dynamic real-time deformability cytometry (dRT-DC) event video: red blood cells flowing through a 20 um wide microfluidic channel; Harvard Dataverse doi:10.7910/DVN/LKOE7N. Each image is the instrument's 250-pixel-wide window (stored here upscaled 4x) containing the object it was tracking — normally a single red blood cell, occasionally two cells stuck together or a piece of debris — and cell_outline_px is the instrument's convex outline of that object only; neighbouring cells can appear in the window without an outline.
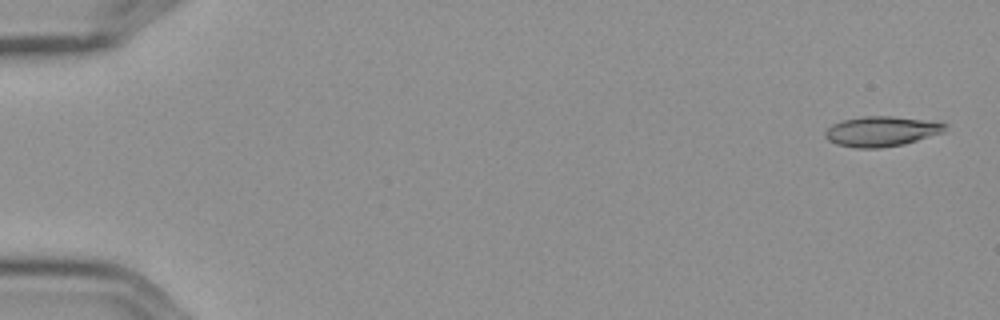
{"species": "Egyptian fruit bat (a non-hibernating species)", "species_latin": "Rousettus aegyptiacus", "temperature_condition": "cold", "stored_images_in_passage": 6, "camera_frame_rate_fps": 3000, "um_per_image_px": 0.085, "frame": {"image": 1, "passage_image": 1, "time_ms": 0.0, "image_size_px": [1000, 320], "cell_outline_px": [[948, 124], [944, 132], [904, 144], [880, 148], [856, 148], [836, 144], [828, 140], [824, 136], [824, 132], [832, 124], [844, 120], [864, 116], [892, 116], [932, 120]], "centroid_in_image_um": [74.94, 11.16], "position_along_channel_um": 10.1, "area_um2": 21.15}}
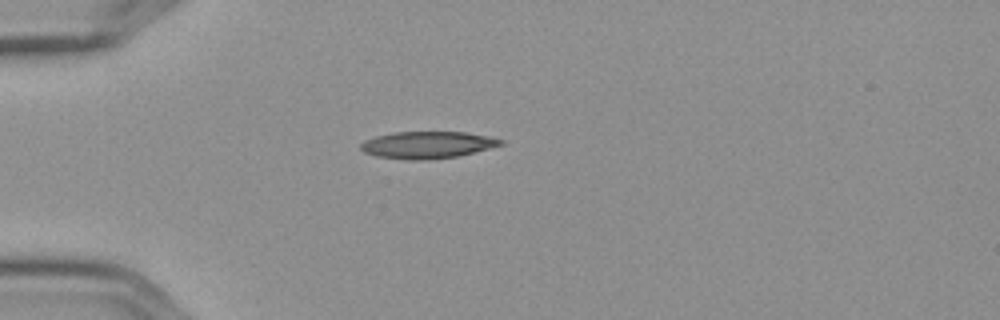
{"frame": {"image": 2, "passage_image": 5, "time_ms": 1.333, "image_size_px": [1000, 320], "cell_outline_px": [[504, 144], [460, 156], [428, 160], [408, 160], [376, 156], [364, 152], [360, 148], [360, 144], [364, 140], [376, 136], [392, 132], [464, 132], [488, 136], [504, 140]], "centroid_in_image_um": [36.32, 12.32], "position_along_channel_um": 48.7, "area_um2": 22.14}}